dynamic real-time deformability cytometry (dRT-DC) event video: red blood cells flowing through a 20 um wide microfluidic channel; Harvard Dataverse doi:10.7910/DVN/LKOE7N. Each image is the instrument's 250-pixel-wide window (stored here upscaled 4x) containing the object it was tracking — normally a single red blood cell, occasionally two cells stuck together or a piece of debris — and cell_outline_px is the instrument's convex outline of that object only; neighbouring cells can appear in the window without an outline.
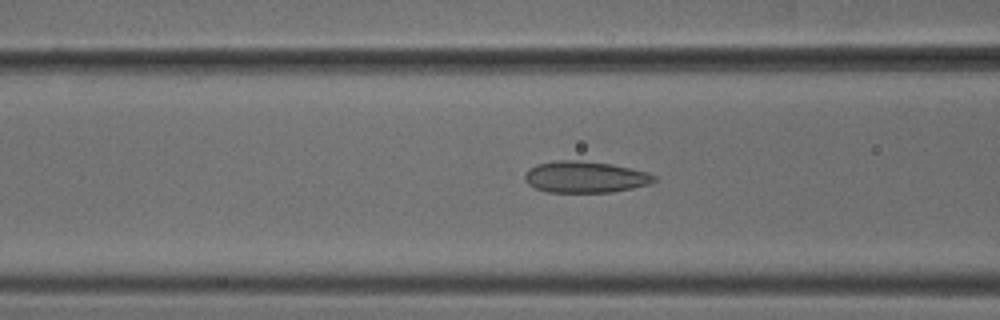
{"species": "common noctule bat (a hibernating species)", "species_latin": "Nyctalus noctula", "temperature_condition": "cold", "stored_images_in_passage": 45, "camera_frame_rate_fps": 3000, "um_per_image_px": 0.085, "animal": {"sex": "male", "body_mass_g": 18.8}, "frame": {"image": 1, "passage_image": 20, "time_ms": 6.333, "image_size_px": [1000, 320], "cell_outline_px": [[656, 180], [652, 184], [632, 188], [608, 192], [548, 192], [536, 188], [528, 184], [524, 180], [524, 172], [528, 168], [536, 164], [556, 160], [580, 160], [612, 164], [644, 172], [656, 176]], "centroid_in_image_um": [49.68, 15.04], "position_along_channel_um": 116.9, "area_um2": 23.76}}
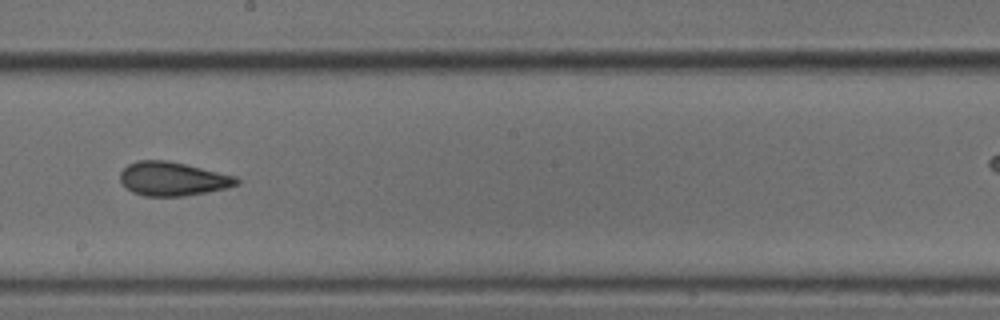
{"frame": {"image": 2, "passage_image": 29, "time_ms": 9.333, "image_size_px": [1000, 320], "cell_outline_px": [[240, 184], [224, 188], [184, 196], [144, 196], [132, 192], [120, 180], [120, 172], [128, 164], [136, 160], [168, 160], [236, 176], [240, 180]], "centroid_in_image_um": [14.67, 15.19], "position_along_channel_um": 233.5, "area_um2": 22.83}}
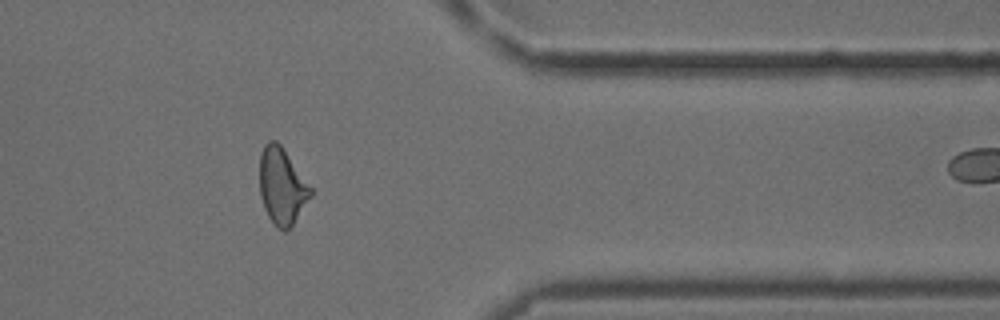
{"frame": {"image": 3, "passage_image": 42, "time_ms": 13.667, "image_size_px": [1000, 320], "cell_outline_px": [[312, 196], [288, 232], [284, 232], [276, 228], [268, 216], [264, 208], [260, 196], [260, 152], [264, 144], [268, 140], [276, 140], [280, 144], [312, 188]], "centroid_in_image_um": [23.96, 15.86], "position_along_channel_um": 387.4, "area_um2": 22.95}}